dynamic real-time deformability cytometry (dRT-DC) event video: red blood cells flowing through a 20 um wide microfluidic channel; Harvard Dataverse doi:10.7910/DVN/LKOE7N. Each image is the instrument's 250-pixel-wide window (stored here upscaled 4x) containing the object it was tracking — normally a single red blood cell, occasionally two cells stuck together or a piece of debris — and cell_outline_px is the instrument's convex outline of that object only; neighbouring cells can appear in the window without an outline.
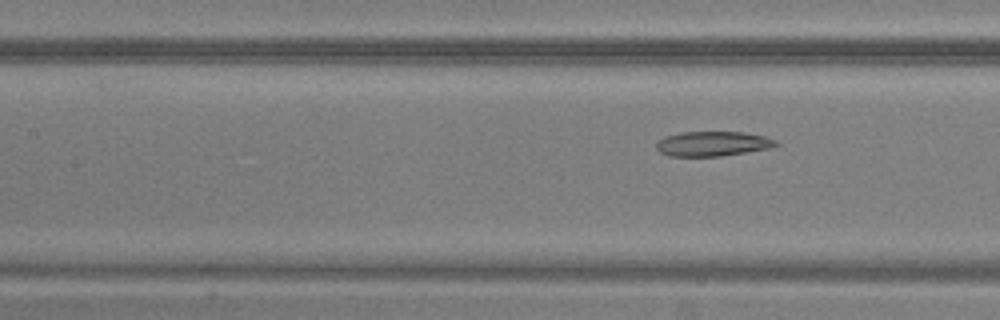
{"species": "common noctule bat (a hibernating species)", "species_latin": "Nyctalus noctula", "temperature_condition": "warm", "stored_images_in_passage": 7, "segment_of_instrument_passage": [2, 2], "camera_frame_rate_fps": 3000, "um_per_image_px": 0.085, "animal": {"sex": "male", "body_mass_g": 20.5, "forearm_length_mm": 52.5}, "frame": {"image": 1, "passage_image": 7, "time_ms": 7.667, "image_size_px": [1000, 320], "cell_outline_px": [[780, 144], [768, 148], [720, 156], [668, 156], [660, 152], [656, 148], [656, 144], [664, 136], [680, 132], [744, 132], [764, 136], [776, 140]], "centroid_in_image_um": [60.55, 12.21], "position_along_channel_um": 146.9, "area_um2": 17.17}}